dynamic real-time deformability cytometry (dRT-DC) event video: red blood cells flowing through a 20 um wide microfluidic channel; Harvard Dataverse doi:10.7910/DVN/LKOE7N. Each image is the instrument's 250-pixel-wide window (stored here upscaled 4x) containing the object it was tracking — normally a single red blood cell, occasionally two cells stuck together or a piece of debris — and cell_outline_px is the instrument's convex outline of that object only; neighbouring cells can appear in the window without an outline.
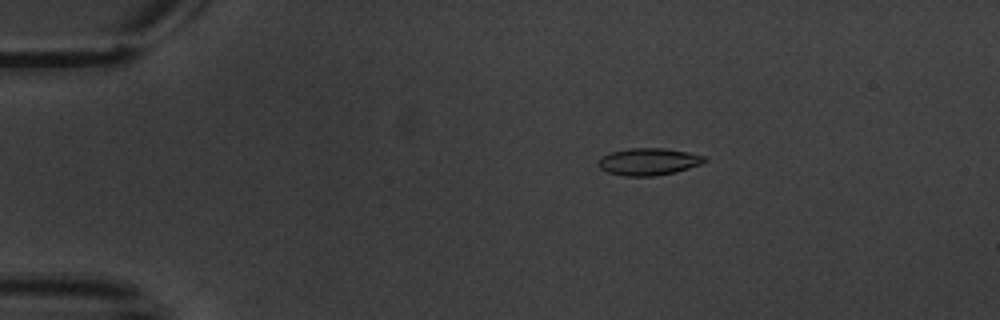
{"species": "common noctule bat (a hibernating species)", "species_latin": "Nyctalus noctula", "temperature_condition": "warm", "stored_images_in_passage": 3, "camera_frame_rate_fps": 3000, "um_per_image_px": 0.085, "animal": {"sex": "male", "body_mass_g": 20.1, "forearm_length_mm": 53.5}, "frame": {"image": 1, "passage_image": 1, "time_ms": 0.0, "image_size_px": [1000, 320], "cell_outline_px": [[708, 160], [700, 164], [676, 172], [656, 176], [624, 176], [608, 172], [600, 168], [596, 164], [596, 160], [600, 156], [612, 152], [628, 148], [664, 148], [688, 152], [704, 156]], "centroid_in_image_um": [55.08, 13.74], "position_along_channel_um": 29.9, "area_um2": 16.94}}